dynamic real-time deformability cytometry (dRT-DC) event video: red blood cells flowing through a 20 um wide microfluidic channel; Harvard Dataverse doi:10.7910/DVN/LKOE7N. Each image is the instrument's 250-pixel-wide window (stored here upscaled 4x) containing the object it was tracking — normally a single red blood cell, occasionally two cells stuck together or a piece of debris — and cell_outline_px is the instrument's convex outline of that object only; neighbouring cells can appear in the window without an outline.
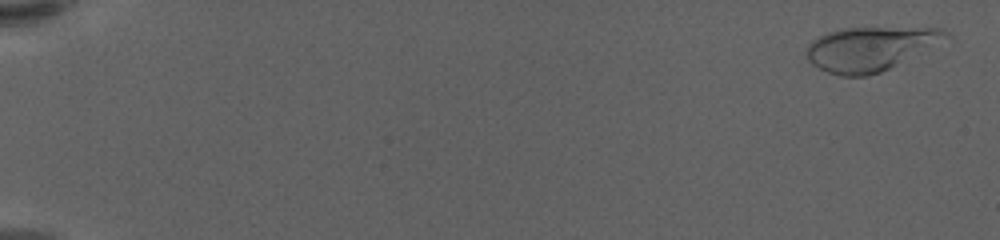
{"species": "human", "species_latin": "Homo sapiens", "temperature_condition": "warm", "stored_images_in_passage": 58, "camera_frame_rate_fps": 3000, "um_per_image_px": 0.085, "donor": {"sex": "female"}, "frame": {"image": 1, "passage_image": 1, "time_ms": 0.0, "image_size_px": [1000, 240], "cell_outline_px": [[952, 36], [880, 72], [868, 76], [840, 76], [828, 72], [812, 64], [808, 60], [804, 52], [808, 44], [812, 40], [828, 32], [848, 28], [940, 28], [948, 32]], "centroid_in_image_um": [73.91, 4.14], "position_along_channel_um": 11.1, "area_um2": 35.14}}
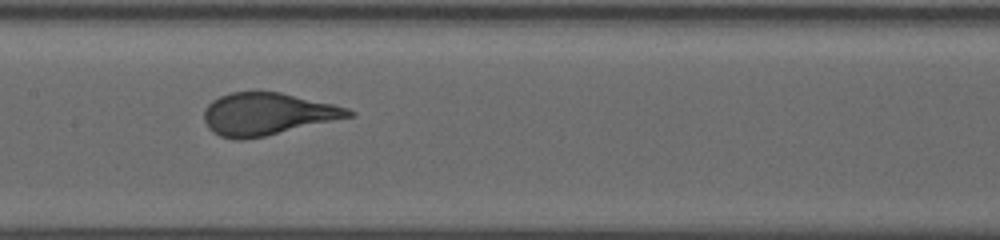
{"frame": {"image": 2, "passage_image": 31, "time_ms": 10.0, "image_size_px": [1000, 240], "cell_outline_px": [[356, 116], [264, 136], [244, 140], [236, 140], [220, 136], [212, 132], [208, 128], [204, 120], [204, 108], [212, 100], [220, 96], [232, 92], [280, 92], [332, 104], [348, 108], [356, 112]], "centroid_in_image_um": [22.72, 9.7], "position_along_channel_um": 184.7, "area_um2": 35.66}}
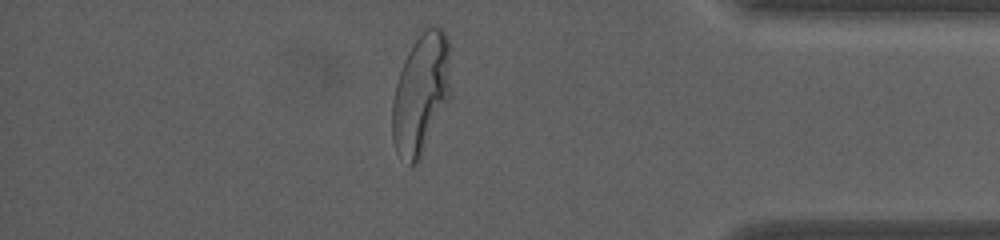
{"frame": {"image": 3, "passage_image": 51, "time_ms": 16.667, "image_size_px": [1000, 240], "cell_outline_px": [[452, 96], [420, 160], [416, 164], [408, 164], [396, 152], [392, 140], [392, 100], [396, 84], [404, 60], [412, 44], [428, 28], [440, 28], [448, 36], [452, 88]], "centroid_in_image_um": [35.81, 8.03], "position_along_channel_um": 399.4, "area_um2": 41.62}, "authors_computed_cell_mechanics": {"area_um2": 35.7782, "velocity_mm_per_s": 3.5788, "shape_relaxation_time_tau1_ms": 4.5864, "shape_relaxation_time_tau2_ms": null, "deformation_change_tau1": 0.2111, "deformation_change_tau2": null}}